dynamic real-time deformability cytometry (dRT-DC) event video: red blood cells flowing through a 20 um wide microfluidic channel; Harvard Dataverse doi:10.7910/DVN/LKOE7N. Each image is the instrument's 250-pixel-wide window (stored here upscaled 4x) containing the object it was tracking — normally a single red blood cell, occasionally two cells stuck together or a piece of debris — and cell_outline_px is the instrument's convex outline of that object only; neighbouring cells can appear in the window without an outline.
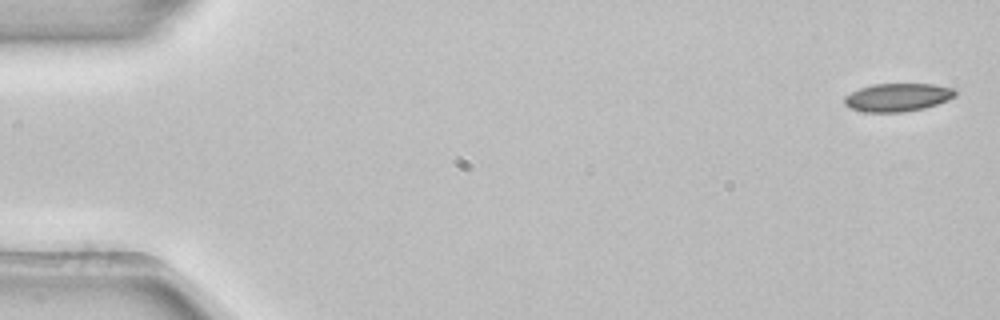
{"species": "common noctule bat (a hibernating species)", "species_latin": "Nyctalus noctula", "temperature_condition": "room temperature", "stored_images_in_passage": 5, "segment_of_instrument_passage": [1, 2], "camera_frame_rate_fps": 3000, "um_per_image_px": 0.085, "animal": {"sex": "female", "body_mass_g": 22.7, "forearm_length_mm": 54.2}, "frame": {"image": 1, "passage_image": 1, "time_ms": 0.0, "image_size_px": [1000, 320], "cell_outline_px": [[956, 96], [948, 100], [924, 108], [904, 112], [864, 112], [852, 108], [844, 104], [844, 96], [860, 88], [872, 84], [932, 84], [952, 88], [956, 92]], "centroid_in_image_um": [76.29, 8.27], "position_along_channel_um": 8.7, "area_um2": 18.09}}
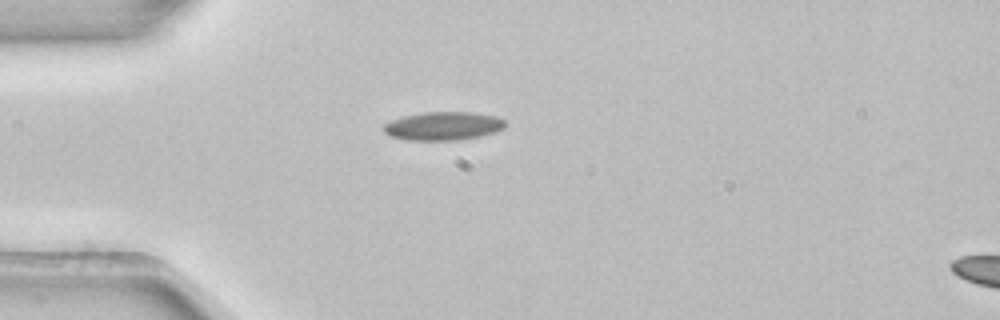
{"frame": {"image": 2, "passage_image": 4, "time_ms": 1.0, "image_size_px": [1000, 320], "cell_outline_px": [[504, 128], [496, 132], [456, 140], [404, 140], [392, 136], [384, 132], [384, 124], [392, 120], [404, 116], [424, 112], [472, 112], [496, 116], [504, 120]], "centroid_in_image_um": [37.66, 10.7], "position_along_channel_um": 47.3, "area_um2": 19.94}}